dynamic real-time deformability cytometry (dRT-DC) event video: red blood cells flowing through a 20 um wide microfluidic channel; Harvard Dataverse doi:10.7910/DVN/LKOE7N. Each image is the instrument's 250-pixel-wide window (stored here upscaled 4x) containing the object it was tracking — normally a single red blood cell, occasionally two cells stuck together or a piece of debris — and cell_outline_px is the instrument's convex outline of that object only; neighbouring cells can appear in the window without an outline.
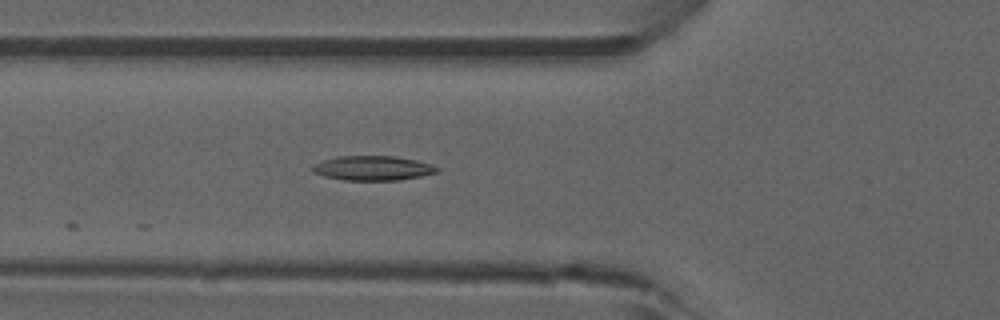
{"species": "common noctule bat (a hibernating species)", "species_latin": "Nyctalus noctula", "temperature_condition": "room temperature", "stored_images_in_passage": 21, "camera_frame_rate_fps": 3000, "um_per_image_px": 0.085, "animal": {"sex": "male", "forearm_length_mm": 52.5}, "frame": {"image": 1, "passage_image": 3, "time_ms": 0.667, "image_size_px": [1000, 320], "cell_outline_px": [[440, 172], [400, 180], [344, 180], [324, 176], [312, 172], [312, 168], [316, 164], [324, 160], [340, 156], [396, 156], [416, 160], [432, 164], [440, 168]], "centroid_in_image_um": [31.75, 14.29], "position_along_channel_um": 94.1, "area_um2": 17.8}}
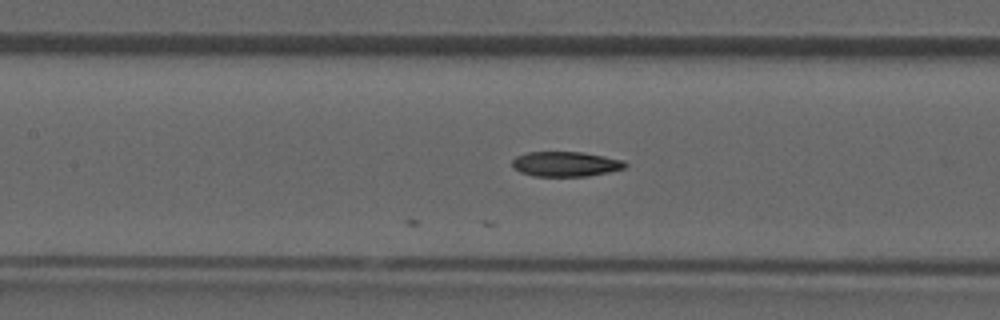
{"frame": {"image": 2, "passage_image": 8, "time_ms": 2.333, "image_size_px": [1000, 320], "cell_outline_px": [[628, 164], [624, 168], [608, 172], [588, 176], [532, 176], [520, 172], [512, 168], [512, 160], [516, 156], [528, 152], [584, 152], [624, 160]], "centroid_in_image_um": [48.06, 13.94], "position_along_channel_um": 159.3, "area_um2": 16.53}}